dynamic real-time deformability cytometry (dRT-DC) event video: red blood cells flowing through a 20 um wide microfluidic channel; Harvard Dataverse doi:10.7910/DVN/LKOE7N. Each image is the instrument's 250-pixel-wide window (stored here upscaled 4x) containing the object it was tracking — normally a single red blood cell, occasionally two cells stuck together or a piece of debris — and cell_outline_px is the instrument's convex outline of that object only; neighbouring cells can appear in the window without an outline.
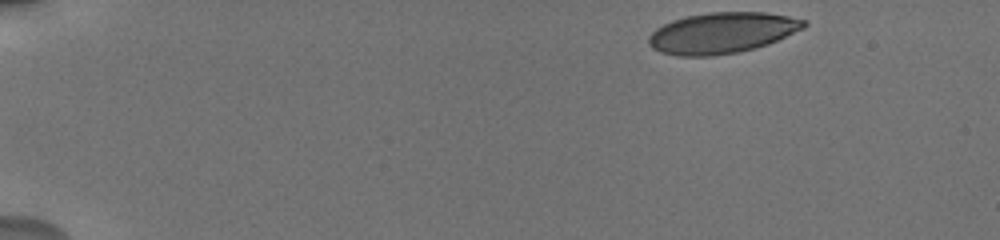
{"species": "human", "species_latin": "Homo sapiens", "temperature_condition": "cold", "stored_images_in_passage": 38, "camera_frame_rate_fps": 3000, "um_per_image_px": 0.085, "donor": {"sex": "male"}, "frame": {"image": 1, "passage_image": 1, "time_ms": 0.0, "image_size_px": [1000, 240], "cell_outline_px": [[808, 24], [804, 28], [768, 44], [756, 48], [736, 52], [708, 56], [676, 56], [660, 52], [652, 48], [648, 44], [648, 36], [656, 28], [672, 20], [684, 16], [708, 12], [764, 12], [788, 16], [808, 20]], "centroid_in_image_um": [61.36, 2.79], "position_along_channel_um": 23.6, "area_um2": 37.17}}
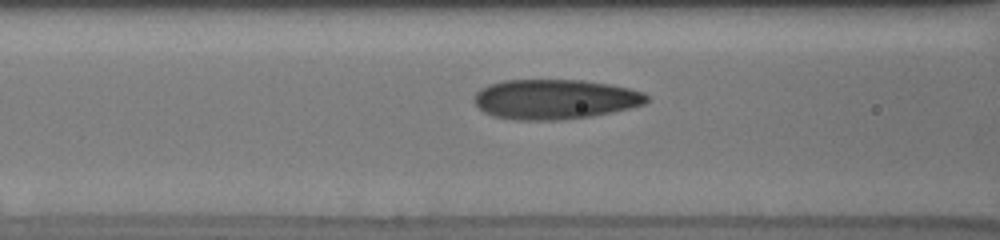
{"frame": {"image": 2, "passage_image": 14, "time_ms": 5.667, "image_size_px": [1000, 240], "cell_outline_px": [[648, 100], [644, 104], [612, 112], [592, 116], [556, 120], [516, 120], [492, 116], [484, 112], [472, 100], [472, 96], [480, 88], [488, 84], [504, 80], [584, 80], [608, 84], [628, 88], [644, 92], [648, 96]], "centroid_in_image_um": [47.12, 8.43], "position_along_channel_um": 119.5, "area_um2": 40.23}}
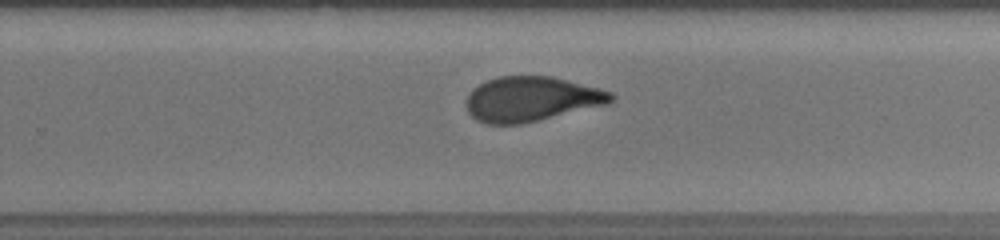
{"frame": {"image": 3, "passage_image": 25, "time_ms": 10.0, "image_size_px": [1000, 240], "cell_outline_px": [[616, 96], [608, 104], [520, 124], [488, 124], [476, 120], [468, 112], [468, 92], [472, 88], [488, 80], [500, 76], [552, 76], [600, 88], [612, 92]], "centroid_in_image_um": [45.18, 8.41], "position_along_channel_um": 284.6, "area_um2": 37.63}, "authors_computed_cell_mechanics": {"area_um2": 38.1191, "velocity_mm_per_s": 3.8257, "shape_relaxation_time_tau1_ms": 4.1792, "shape_relaxation_time_tau2_ms": 0.9107, "deformation_change_tau1": 0.1394, "deformation_change_tau2": 0.0501}}